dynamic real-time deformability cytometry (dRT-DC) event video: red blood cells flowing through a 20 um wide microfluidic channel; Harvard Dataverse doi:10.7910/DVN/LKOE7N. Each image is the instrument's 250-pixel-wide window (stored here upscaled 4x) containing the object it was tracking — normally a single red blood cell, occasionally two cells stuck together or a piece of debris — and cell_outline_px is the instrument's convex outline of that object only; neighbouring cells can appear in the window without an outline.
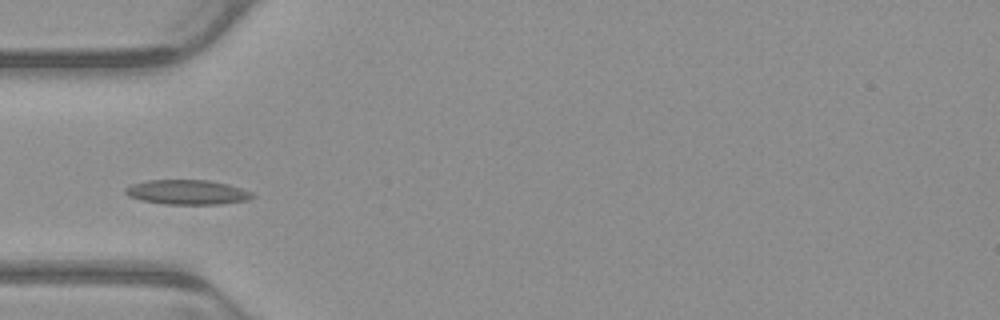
{"species": "common noctule bat (a hibernating species)", "species_latin": "Nyctalus noctula", "temperature_condition": "warm", "stored_images_in_passage": 5, "camera_frame_rate_fps": 3000, "um_per_image_px": 0.085, "animal": {"sex": "male", "body_mass_g": 23.1, "forearm_length_mm": 52.7}, "frame": {"image": 1, "passage_image": 5, "time_ms": 1.333, "image_size_px": [1000, 320], "cell_outline_px": [[256, 196], [248, 200], [220, 204], [164, 204], [140, 200], [128, 196], [124, 192], [124, 188], [132, 184], [148, 180], [208, 180], [228, 184], [252, 192]], "centroid_in_image_um": [15.91, 16.34], "position_along_channel_um": 69.1, "area_um2": 18.32}}